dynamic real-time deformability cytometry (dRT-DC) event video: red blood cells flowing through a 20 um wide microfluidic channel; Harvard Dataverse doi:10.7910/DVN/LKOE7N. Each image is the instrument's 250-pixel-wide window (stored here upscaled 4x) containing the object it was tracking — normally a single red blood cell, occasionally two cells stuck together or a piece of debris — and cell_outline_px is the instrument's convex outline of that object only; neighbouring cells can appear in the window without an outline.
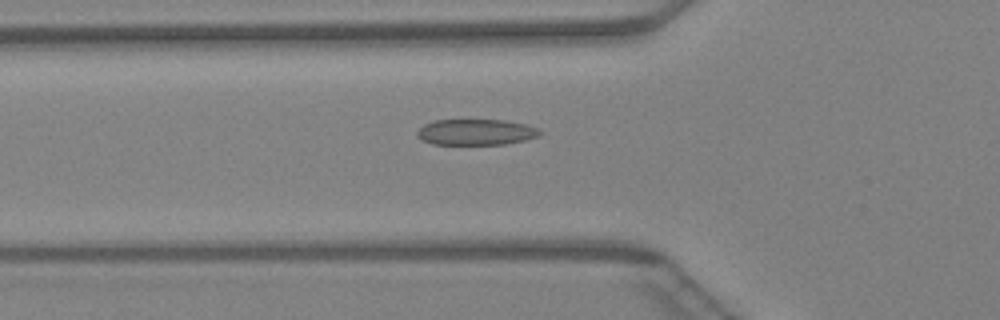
{"species": "Egyptian fruit bat (a non-hibernating species)", "species_latin": "Rousettus aegyptiacus", "temperature_condition": "warm", "stored_images_in_passage": 47, "camera_frame_rate_fps": 3000, "um_per_image_px": 0.085, "animal": {"sex": "female"}, "frame": {"image": 1, "passage_image": 17, "time_ms": 5.333, "image_size_px": [1000, 320], "cell_outline_px": [[544, 132], [540, 136], [524, 140], [504, 144], [432, 144], [416, 136], [416, 132], [424, 124], [432, 120], [504, 120], [524, 124], [540, 128]], "centroid_in_image_um": [40.48, 11.22], "position_along_channel_um": 85.3, "area_um2": 18.61}}
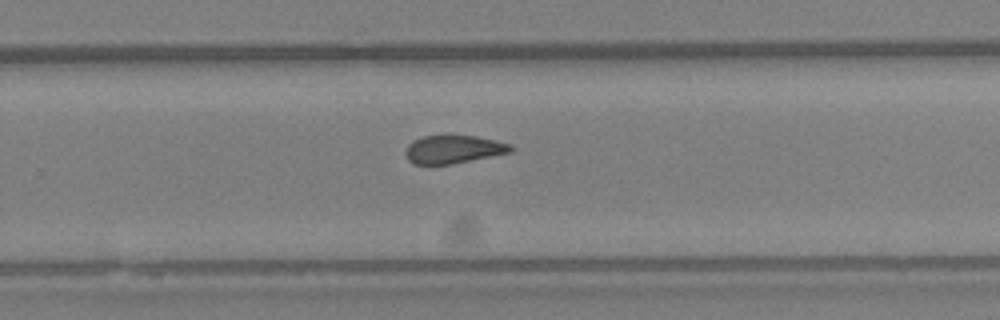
{"frame": {"image": 2, "passage_image": 31, "time_ms": 10.0, "image_size_px": [1000, 320], "cell_outline_px": [[512, 152], [452, 164], [412, 164], [408, 160], [404, 152], [408, 144], [424, 136], [444, 132], [448, 132], [476, 136], [512, 144]], "centroid_in_image_um": [38.52, 12.65], "position_along_channel_um": 291.3, "area_um2": 17.92}}
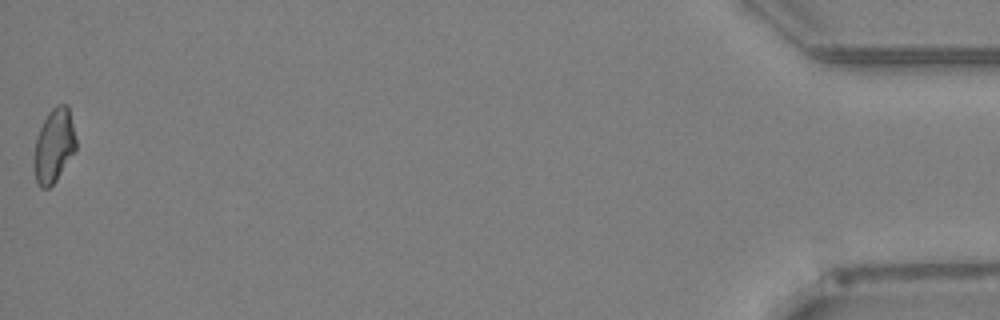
{"frame": {"image": 3, "passage_image": 47, "time_ms": 15.333, "image_size_px": [1000, 320], "cell_outline_px": [[76, 152], [56, 180], [48, 188], [40, 188], [36, 184], [32, 164], [32, 160], [36, 136], [48, 112], [56, 104], [68, 104], [76, 140]], "centroid_in_image_um": [4.56, 12.41], "position_along_channel_um": 430.6, "area_um2": 18.55}}